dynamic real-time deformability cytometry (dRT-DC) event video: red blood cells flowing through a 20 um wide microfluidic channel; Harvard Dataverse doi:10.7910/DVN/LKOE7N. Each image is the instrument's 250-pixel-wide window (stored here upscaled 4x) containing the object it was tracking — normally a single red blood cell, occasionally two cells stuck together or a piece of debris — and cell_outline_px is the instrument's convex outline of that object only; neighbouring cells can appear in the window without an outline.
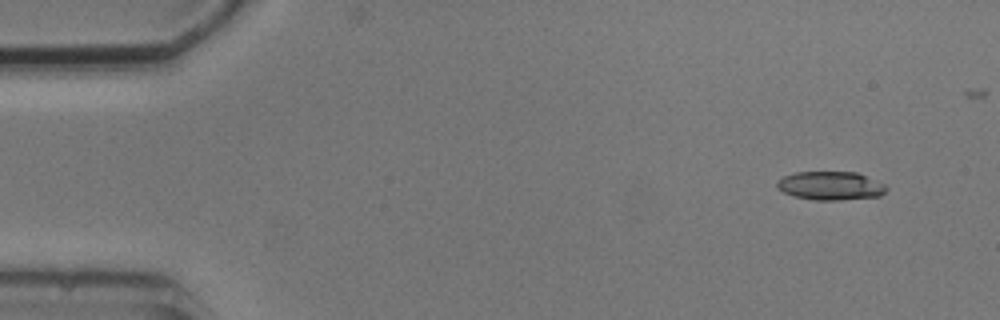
{"species": "common noctule bat (a hibernating species)", "species_latin": "Nyctalus noctula", "temperature_condition": "cold", "stored_images_in_passage": 5, "camera_frame_rate_fps": 3000, "um_per_image_px": 0.085, "animal": {"sex": "male", "body_mass_g": 20.5, "forearm_length_mm": 52.5}, "frame": {"image": 1, "passage_image": 1, "time_ms": 0.0, "image_size_px": [1000, 320], "cell_outline_px": [[888, 188], [880, 196], [840, 200], [816, 200], [796, 196], [784, 192], [776, 188], [776, 180], [784, 176], [796, 172], [856, 172], [884, 184]], "centroid_in_image_um": [70.57, 15.78], "position_along_channel_um": 14.4, "area_um2": 18.09}}
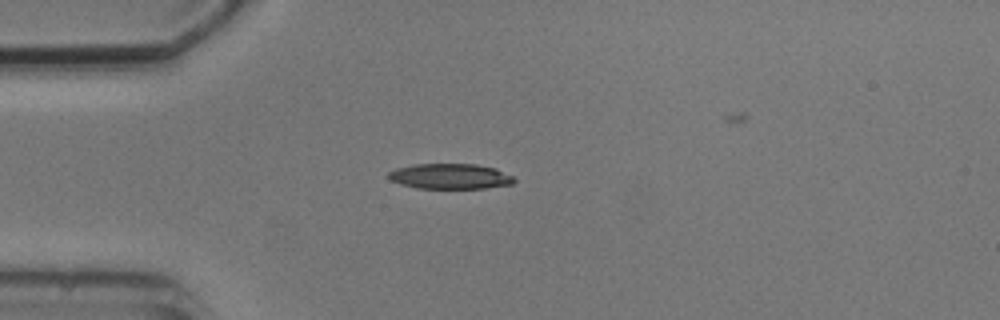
{"frame": {"image": 2, "passage_image": 4, "time_ms": 3.333, "image_size_px": [1000, 320], "cell_outline_px": [[516, 180], [512, 184], [484, 188], [416, 188], [400, 184], [392, 180], [388, 176], [388, 172], [396, 168], [416, 164], [476, 164], [496, 168], [512, 176]], "centroid_in_image_um": [38.27, 14.98], "position_along_channel_um": 46.7, "area_um2": 18.5}}